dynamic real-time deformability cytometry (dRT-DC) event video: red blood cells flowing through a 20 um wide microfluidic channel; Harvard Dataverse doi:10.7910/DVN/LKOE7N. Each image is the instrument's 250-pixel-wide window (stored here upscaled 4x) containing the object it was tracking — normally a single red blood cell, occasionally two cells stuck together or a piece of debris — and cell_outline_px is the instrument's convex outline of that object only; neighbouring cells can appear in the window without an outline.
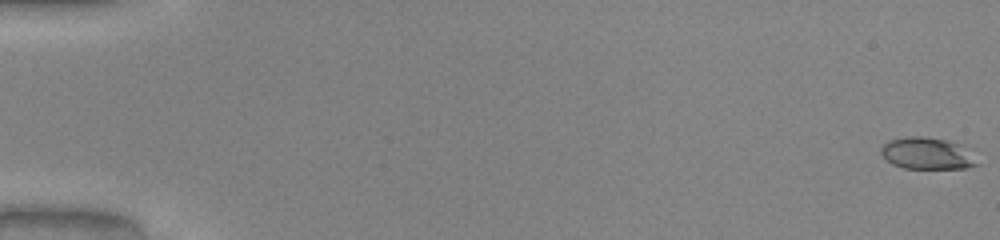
{"species": "common noctule bat (a hibernating species)", "species_latin": "Nyctalus noctula", "temperature_condition": "warm", "stored_images_in_passage": 52, "camera_frame_rate_fps": 3000, "um_per_image_px": 0.085, "animal": {"sex": "male", "body_mass_g": 20.0, "forearm_length_mm": 53.3}, "frame": {"image": 1, "passage_image": 1, "time_ms": 0.0, "image_size_px": [1000, 240], "cell_outline_px": [[980, 164], [968, 168], [904, 168], [892, 164], [880, 152], [880, 148], [888, 140], [904, 136], [920, 136], [944, 140], [960, 144]], "centroid_in_image_um": [78.76, 13.04], "position_along_channel_um": 6.2, "area_um2": 17.57}}
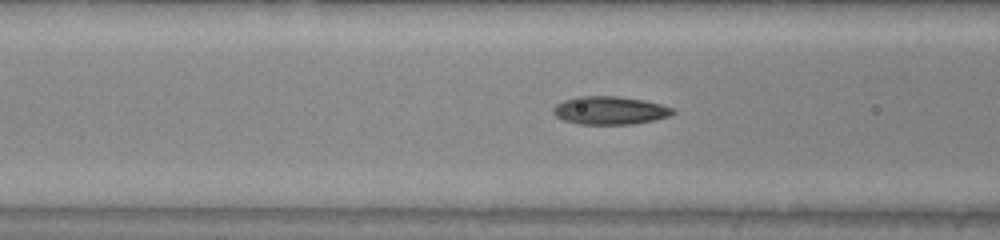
{"frame": {"image": 2, "passage_image": 22, "time_ms": 7.0, "image_size_px": [1000, 240], "cell_outline_px": [[676, 112], [668, 116], [652, 120], [632, 124], [576, 124], [564, 120], [556, 116], [552, 112], [552, 108], [556, 104], [564, 100], [576, 96], [616, 96], [644, 100], [660, 104], [672, 108]], "centroid_in_image_um": [51.79, 9.38], "position_along_channel_um": 114.8, "area_um2": 19.54}}
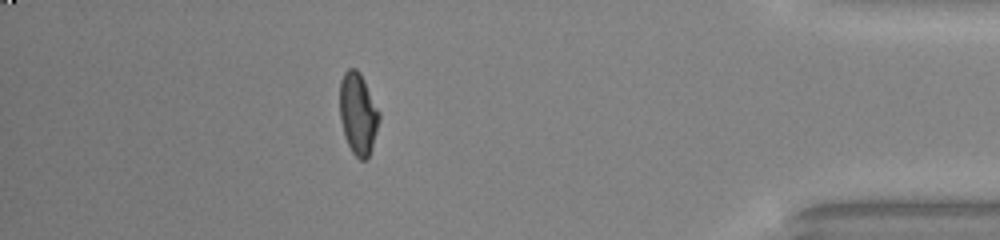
{"frame": {"image": 3, "passage_image": 46, "time_ms": 15.0, "image_size_px": [1000, 240], "cell_outline_px": [[380, 120], [368, 160], [360, 160], [352, 152], [344, 136], [340, 120], [340, 80], [344, 72], [348, 68], [356, 68], [360, 72], [380, 112]], "centroid_in_image_um": [30.43, 9.67], "position_along_channel_um": 404.8, "area_um2": 18.96}, "authors_computed_cell_mechanics": {"area_um2": 18.7561, "velocity_mm_per_s": 4.1389, "shape_relaxation_time_tau1_ms": 9.7724, "shape_relaxation_time_tau2_ms": 1.1847, "deformation_change_tau1": 0.3216, "deformation_change_tau2": 0.0646}}